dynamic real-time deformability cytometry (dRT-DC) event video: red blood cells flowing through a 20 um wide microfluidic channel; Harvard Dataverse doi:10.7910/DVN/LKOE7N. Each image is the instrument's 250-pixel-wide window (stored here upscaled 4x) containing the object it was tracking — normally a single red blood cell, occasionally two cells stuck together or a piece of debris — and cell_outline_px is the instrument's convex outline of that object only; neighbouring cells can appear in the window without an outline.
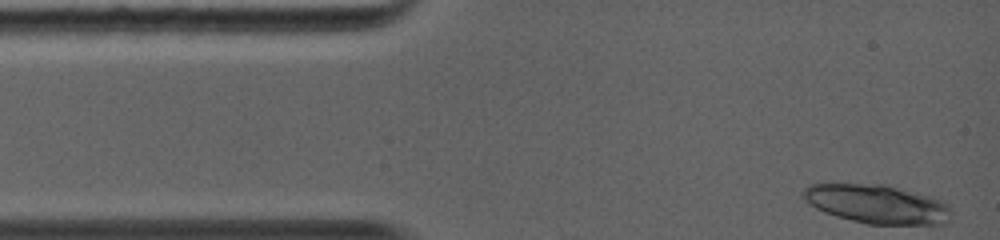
{"species": "common noctule bat (a hibernating species)", "species_latin": "Nyctalus noctula", "temperature_condition": "warm", "stored_images_in_passage": 8, "camera_frame_rate_fps": 5000, "um_per_image_px": 0.085, "animal": {"sex": "female", "body_mass_g": 19.0, "forearm_length_mm": 56.7}, "frame": {"image": 1, "passage_image": 1, "time_ms": 0.0, "image_size_px": [1000, 240], "cell_outline_px": [[948, 224], [868, 224], [836, 216], [824, 212], [808, 204], [800, 196], [804, 188], [812, 184], [880, 184], [928, 196], [948, 204]], "centroid_in_image_um": [74.46, 17.35], "position_along_channel_um": 10.5, "area_um2": 33.0}}